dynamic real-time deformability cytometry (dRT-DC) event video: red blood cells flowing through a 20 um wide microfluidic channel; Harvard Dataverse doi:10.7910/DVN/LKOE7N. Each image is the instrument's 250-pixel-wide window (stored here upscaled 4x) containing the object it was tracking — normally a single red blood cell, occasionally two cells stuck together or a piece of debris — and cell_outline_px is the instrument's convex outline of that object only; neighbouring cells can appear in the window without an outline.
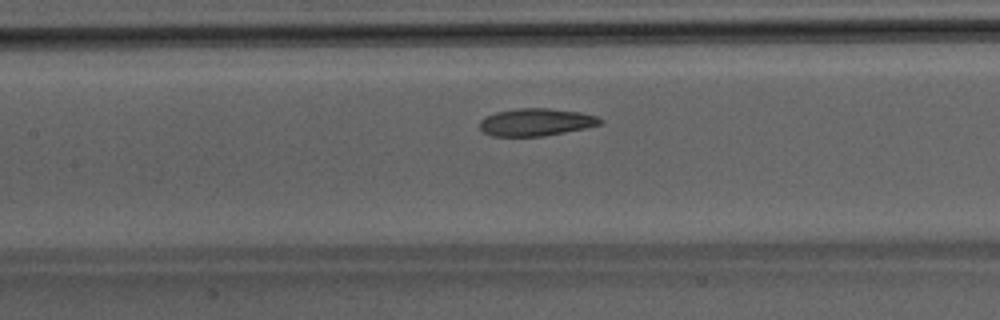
{"species": "Egyptian fruit bat (a non-hibernating species)", "species_latin": "Rousettus aegyptiacus", "temperature_condition": "room temperature", "stored_images_in_passage": 29, "camera_frame_rate_fps": 3000, "um_per_image_px": 0.085, "animal": {"sex": "male"}, "frame": {"image": 1, "passage_image": 8, "time_ms": 2.333, "image_size_px": [1000, 320], "cell_outline_px": [[604, 120], [600, 124], [584, 128], [544, 136], [492, 136], [484, 132], [480, 128], [480, 120], [484, 116], [496, 112], [516, 108], [548, 108], [580, 112], [596, 116]], "centroid_in_image_um": [45.53, 10.37], "position_along_channel_um": 161.9, "area_um2": 19.25}}
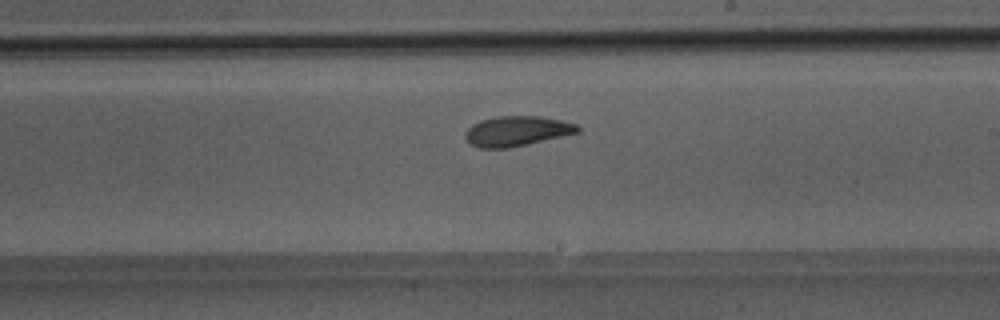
{"frame": {"image": 2, "passage_image": 14, "time_ms": 4.333, "image_size_px": [1000, 320], "cell_outline_px": [[580, 132], [508, 148], [480, 148], [472, 144], [464, 136], [468, 128], [472, 124], [480, 120], [496, 116], [540, 116], [560, 120], [576, 124], [580, 128]], "centroid_in_image_um": [43.92, 11.13], "position_along_channel_um": 245.1, "area_um2": 19.48}}
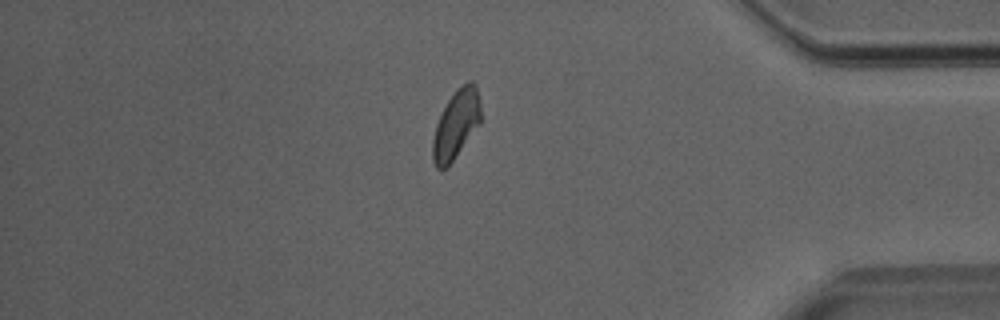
{"frame": {"image": 3, "passage_image": 27, "time_ms": 8.667, "image_size_px": [1000, 320], "cell_outline_px": [[480, 124], [448, 168], [436, 168], [432, 160], [432, 140], [436, 124], [440, 112], [456, 88], [468, 80], [472, 80], [476, 84], [480, 104]], "centroid_in_image_um": [38.75, 10.57], "position_along_channel_um": 396.4, "area_um2": 19.59}}